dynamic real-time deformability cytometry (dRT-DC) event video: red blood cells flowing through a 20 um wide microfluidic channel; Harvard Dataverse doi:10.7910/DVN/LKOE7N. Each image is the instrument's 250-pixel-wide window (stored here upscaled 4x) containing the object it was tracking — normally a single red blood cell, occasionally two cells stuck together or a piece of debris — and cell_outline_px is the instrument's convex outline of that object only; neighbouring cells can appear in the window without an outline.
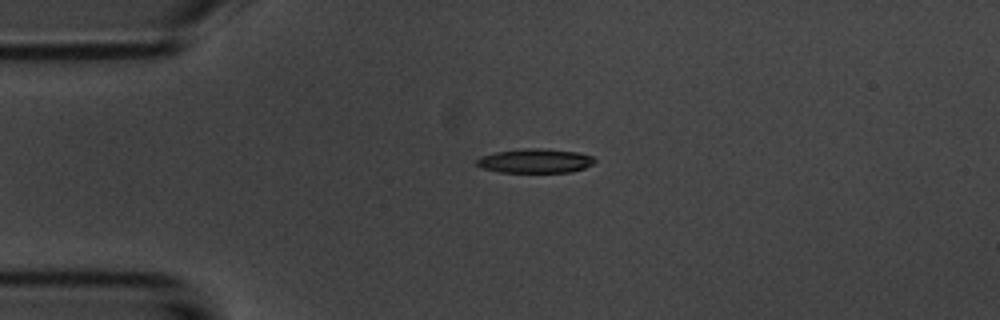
{"species": "common noctule bat (a hibernating species)", "species_latin": "Nyctalus noctula", "temperature_condition": "room temperature", "stored_images_in_passage": 12, "camera_frame_rate_fps": 3000, "um_per_image_px": 0.085, "animal": {"sex": "male", "body_mass_g": 20.1, "forearm_length_mm": 53.5}, "frame": {"image": 1, "passage_image": 3, "time_ms": 3.0, "image_size_px": [1000, 320], "cell_outline_px": [[596, 160], [592, 164], [584, 168], [572, 172], [500, 172], [480, 168], [476, 164], [476, 160], [480, 156], [496, 152], [528, 148], [544, 148], [576, 152], [592, 156]], "centroid_in_image_um": [45.47, 13.67], "position_along_channel_um": 39.5, "area_um2": 16.65}}
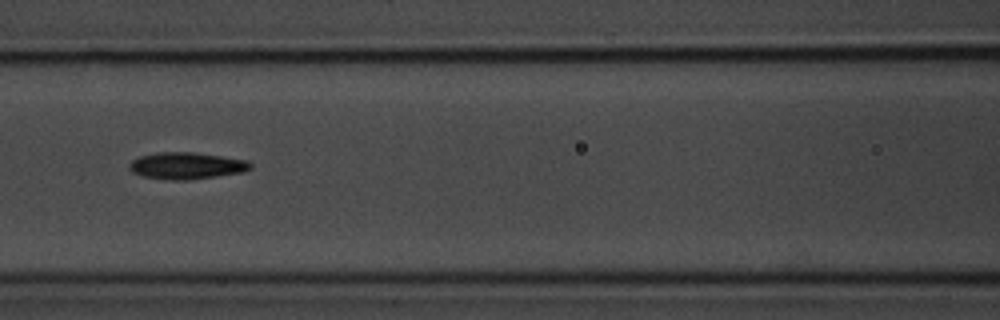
{"frame": {"image": 2, "passage_image": 6, "time_ms": 6.667, "image_size_px": [1000, 320], "cell_outline_px": [[252, 168], [244, 172], [188, 180], [168, 180], [144, 176], [132, 172], [128, 168], [128, 164], [132, 160], [140, 156], [160, 152], [192, 152], [248, 160], [252, 164]], "centroid_in_image_um": [15.86, 14.09], "position_along_channel_um": 150.7, "area_um2": 18.9}}
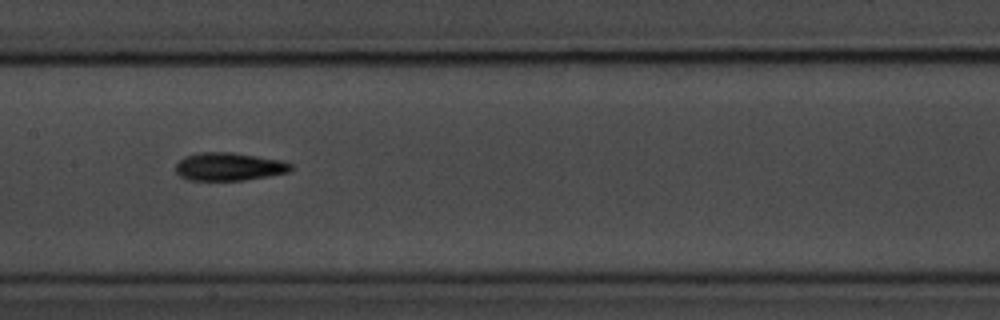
{"frame": {"image": 3, "passage_image": 7, "time_ms": 7.667, "image_size_px": [1000, 320], "cell_outline_px": [[292, 168], [288, 172], [268, 176], [244, 180], [188, 180], [180, 176], [176, 172], [176, 164], [184, 156], [200, 152], [232, 152], [280, 160], [292, 164]], "centroid_in_image_um": [19.44, 14.16], "position_along_channel_um": 188.0, "area_um2": 18.73}, "authors_computed_cell_mechanics": {"area_um2": 18.1492, "velocity_mm_per_s": 3.7195, "shape_relaxation_time_tau1_ms": 5.2395, "shape_relaxation_time_tau2_ms": 4.5194, "deformation_change_tau1": 0.1605, "deformation_change_tau2": 0.1315}}